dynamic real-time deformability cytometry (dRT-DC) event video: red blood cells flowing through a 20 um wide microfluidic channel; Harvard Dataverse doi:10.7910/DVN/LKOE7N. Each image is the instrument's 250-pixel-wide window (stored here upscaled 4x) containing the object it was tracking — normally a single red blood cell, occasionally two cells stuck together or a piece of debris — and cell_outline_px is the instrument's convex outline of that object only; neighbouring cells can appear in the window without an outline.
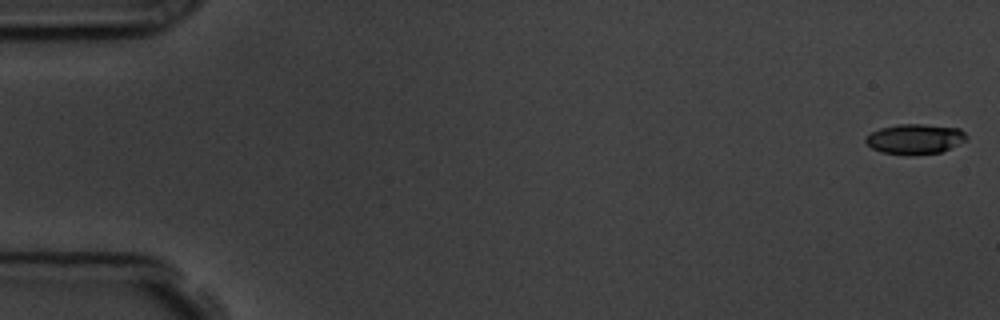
{"species": "common noctule bat (a hibernating species)", "species_latin": "Nyctalus noctula", "temperature_condition": "room temperature", "stored_images_in_passage": 57, "camera_frame_rate_fps": 3000, "um_per_image_px": 0.085, "animal": {"sex": "male", "body_mass_g": 19.5, "forearm_length_mm": 54.6}, "frame": {"image": 1, "passage_image": 1, "time_ms": 0.0, "image_size_px": [1000, 320], "cell_outline_px": [[968, 140], [940, 152], [880, 152], [872, 148], [864, 140], [872, 132], [880, 128], [896, 124], [924, 124], [960, 128], [968, 136]], "centroid_in_image_um": [77.82, 11.76], "position_along_channel_um": 7.2, "area_um2": 16.99}}
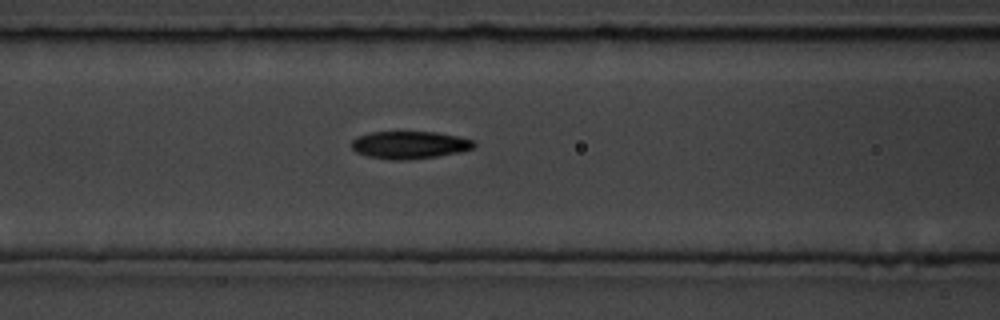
{"frame": {"image": 2, "passage_image": 24, "time_ms": 7.667, "image_size_px": [1000, 320], "cell_outline_px": [[476, 144], [472, 148], [460, 152], [436, 156], [408, 160], [388, 160], [368, 156], [356, 152], [352, 148], [352, 140], [356, 136], [368, 132], [436, 132], [456, 136], [472, 140]], "centroid_in_image_um": [34.76, 12.32], "position_along_channel_um": 131.8, "area_um2": 19.65}}
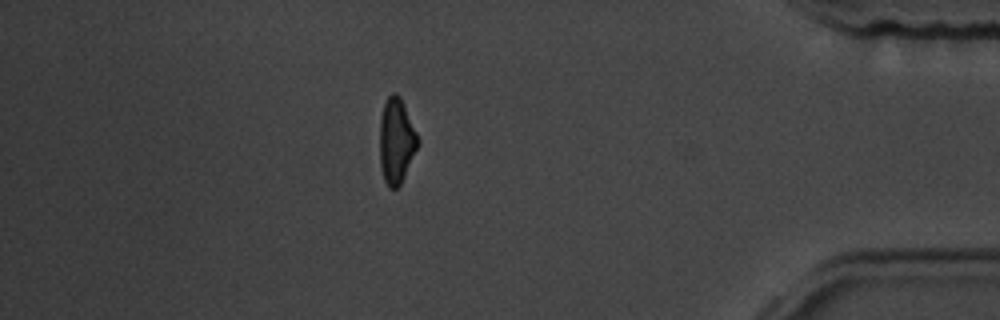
{"frame": {"image": 3, "passage_image": 50, "time_ms": 16.333, "image_size_px": [1000, 320], "cell_outline_px": [[420, 144], [400, 184], [396, 188], [388, 188], [384, 180], [380, 164], [380, 120], [384, 104], [388, 96], [392, 92], [396, 92], [400, 96], [404, 104], [420, 140]], "centroid_in_image_um": [33.7, 11.96], "position_along_channel_um": 401.5, "area_um2": 19.02}, "authors_computed_cell_mechanics": {"area_um2": 19.074, "velocity_mm_per_s": 3.5824, "shape_relaxation_time_tau1_ms": 2.6534, "shape_relaxation_time_tau2_ms": 2.7612, "deformation_change_tau1": 0.139, "deformation_change_tau2": 0.0964}}